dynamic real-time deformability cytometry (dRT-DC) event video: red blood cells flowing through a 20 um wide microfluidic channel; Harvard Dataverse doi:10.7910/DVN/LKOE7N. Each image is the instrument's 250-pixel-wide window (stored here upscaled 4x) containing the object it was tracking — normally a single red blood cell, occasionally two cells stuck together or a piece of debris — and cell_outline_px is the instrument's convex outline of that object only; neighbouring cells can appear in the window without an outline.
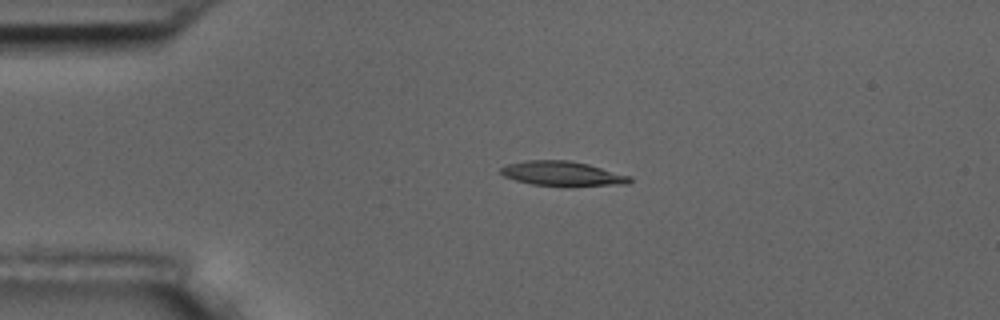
{"species": "common noctule bat (a hibernating species)", "species_latin": "Nyctalus noctula", "temperature_condition": "room temperature", "stored_images_in_passage": 5, "camera_frame_rate_fps": 3000, "um_per_image_px": 0.085, "animal": {"sex": "male", "body_mass_g": 17.5, "forearm_length_mm": 52.3}, "frame": {"image": 1, "passage_image": 4, "time_ms": 3.333, "image_size_px": [1000, 320], "cell_outline_px": [[632, 180], [628, 184], [532, 184], [516, 180], [504, 176], [500, 172], [500, 168], [508, 164], [524, 160], [568, 160], [588, 164], [632, 176]], "centroid_in_image_um": [47.78, 14.71], "position_along_channel_um": 37.2, "area_um2": 17.74}}